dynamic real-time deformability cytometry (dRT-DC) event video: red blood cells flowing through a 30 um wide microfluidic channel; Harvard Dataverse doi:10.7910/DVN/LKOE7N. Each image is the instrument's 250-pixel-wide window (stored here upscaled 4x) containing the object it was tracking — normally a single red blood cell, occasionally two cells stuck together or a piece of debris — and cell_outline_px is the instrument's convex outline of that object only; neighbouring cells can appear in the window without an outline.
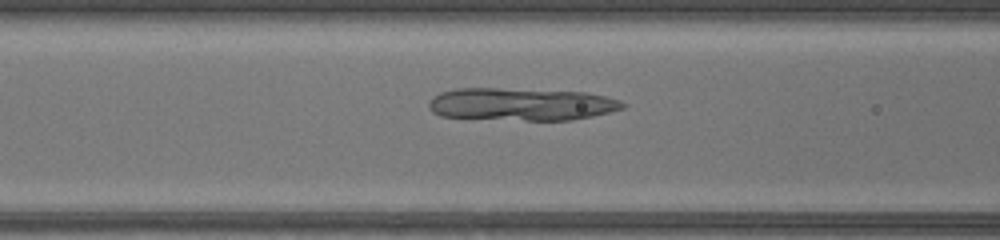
{"species": "common noctule bat (a hibernating species)", "species_latin": "Nyctalus noctula", "temperature_condition": "warm", "stored_images_in_passage": 37, "camera_frame_rate_fps": 3000, "um_per_image_px": 0.085, "animal": {"sex": "female", "body_mass_g": 17.0, "forearm_length_mm": 48.0}, "frame": {"image": 1, "passage_image": 10, "time_ms": 3.0, "image_size_px": [1000, 240], "cell_outline_px": [[628, 104], [624, 108], [592, 116], [572, 120], [524, 120], [440, 116], [432, 112], [428, 108], [428, 104], [440, 92], [456, 88], [496, 88], [584, 92], [604, 96], [620, 100]], "centroid_in_image_um": [44.32, 8.86], "position_along_channel_um": 122.3, "area_um2": 36.65}}
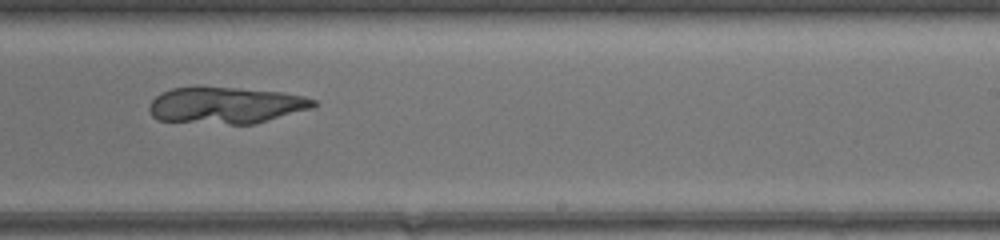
{"frame": {"image": 2, "passage_image": 20, "time_ms": 6.333, "image_size_px": [1000, 240], "cell_outline_px": [[320, 104], [316, 108], [252, 124], [232, 124], [160, 120], [152, 116], [148, 108], [148, 104], [160, 92], [172, 88], [236, 88], [280, 92], [304, 96], [316, 100]], "centroid_in_image_um": [19.26, 8.95], "position_along_channel_um": 269.7, "area_um2": 34.8}}
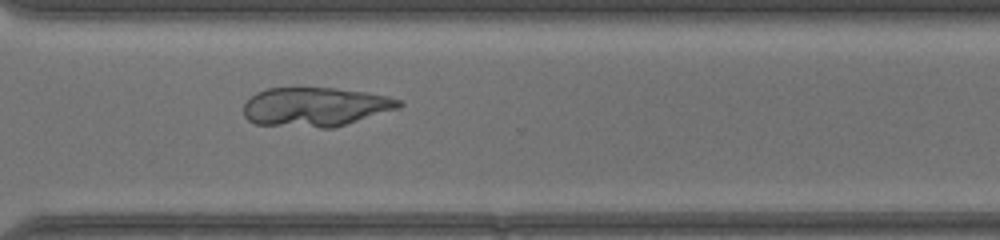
{"frame": {"image": 3, "passage_image": 25, "time_ms": 8.0, "image_size_px": [1000, 240], "cell_outline_px": [[404, 104], [400, 108], [336, 128], [320, 128], [256, 124], [248, 120], [244, 116], [244, 104], [256, 92], [268, 88], [332, 88], [364, 92], [388, 96], [400, 100]], "centroid_in_image_um": [26.83, 9.1], "position_along_channel_um": 343.8, "area_um2": 35.6}}